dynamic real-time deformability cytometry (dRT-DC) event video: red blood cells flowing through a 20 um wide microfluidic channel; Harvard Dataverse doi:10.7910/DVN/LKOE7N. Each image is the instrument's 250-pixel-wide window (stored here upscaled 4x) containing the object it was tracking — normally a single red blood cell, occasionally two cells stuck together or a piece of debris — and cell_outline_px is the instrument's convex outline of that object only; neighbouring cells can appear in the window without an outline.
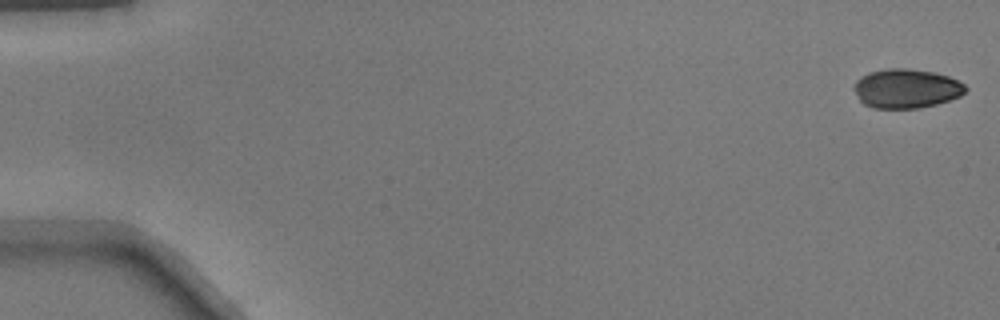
{"species": "common noctule bat (a hibernating species)", "species_latin": "Nyctalus noctula", "temperature_condition": "warm", "stored_images_in_passage": 16, "camera_frame_rate_fps": 3000, "um_per_image_px": 0.085, "animal": {"sex": "male", "body_mass_g": 17.9}, "frame": {"image": 1, "passage_image": 1, "time_ms": 0.0, "image_size_px": [1000, 320], "cell_outline_px": [[968, 88], [960, 96], [936, 104], [920, 108], [872, 108], [864, 104], [860, 100], [852, 88], [856, 80], [860, 76], [868, 72], [888, 68], [908, 68], [936, 72], [948, 76], [964, 84]], "centroid_in_image_um": [77.01, 7.51], "position_along_channel_um": 8.0, "area_um2": 25.66}}